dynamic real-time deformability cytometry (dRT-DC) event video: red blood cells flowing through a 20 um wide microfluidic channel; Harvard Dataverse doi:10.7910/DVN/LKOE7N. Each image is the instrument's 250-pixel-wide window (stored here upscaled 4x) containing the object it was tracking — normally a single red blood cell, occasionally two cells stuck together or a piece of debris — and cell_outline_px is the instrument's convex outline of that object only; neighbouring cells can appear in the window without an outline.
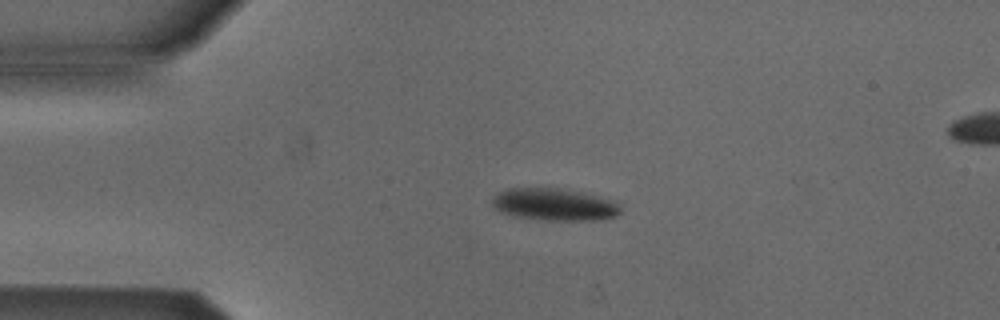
{"species": "Egyptian fruit bat (a non-hibernating species)", "species_latin": "Rousettus aegyptiacus", "temperature_condition": "cold", "stored_images_in_passage": 4, "camera_frame_rate_fps": 3000, "um_per_image_px": 0.085, "animal": {"sex": "male"}, "frame": {"image": 1, "passage_image": 3, "time_ms": 0.667, "image_size_px": [1000, 320], "cell_outline_px": [[620, 212], [616, 216], [604, 220], [548, 220], [512, 216], [500, 212], [492, 208], [492, 196], [508, 188], [556, 188], [616, 200], [620, 204]], "centroid_in_image_um": [47.1, 17.39], "position_along_channel_um": 37.9, "area_um2": 24.16}}